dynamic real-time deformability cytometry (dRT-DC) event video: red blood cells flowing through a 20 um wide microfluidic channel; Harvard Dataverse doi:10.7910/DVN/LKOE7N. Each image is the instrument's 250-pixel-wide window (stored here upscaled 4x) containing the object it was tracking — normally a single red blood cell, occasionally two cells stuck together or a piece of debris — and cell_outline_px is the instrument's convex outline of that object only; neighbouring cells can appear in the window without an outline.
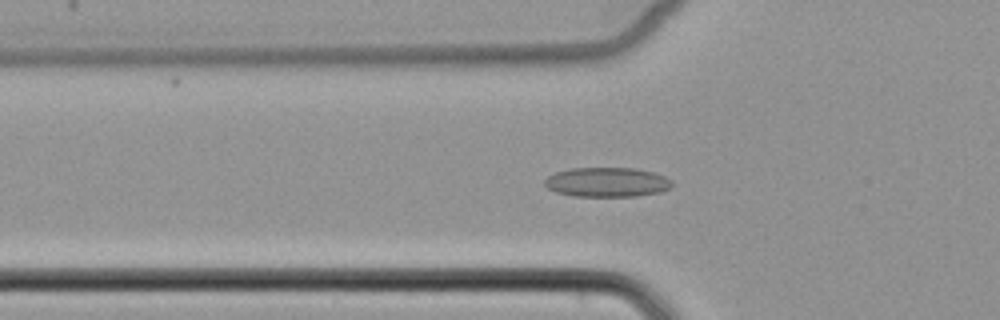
{"species": "common noctule bat (a hibernating species)", "species_latin": "Nyctalus noctula", "temperature_condition": "cold", "stored_images_in_passage": 47, "camera_frame_rate_fps": 3000, "um_per_image_px": 0.085, "animal": {"sex": "female", "body_mass_g": 22.7, "forearm_length_mm": 54.2}, "frame": {"image": 1, "passage_image": 12, "time_ms": 3.667, "image_size_px": [1000, 320], "cell_outline_px": [[672, 184], [668, 188], [660, 192], [636, 196], [572, 196], [556, 192], [548, 188], [544, 184], [544, 180], [548, 176], [556, 172], [572, 168], [632, 168], [652, 172], [664, 176], [672, 180]], "centroid_in_image_um": [51.57, 15.48], "position_along_channel_um": 74.2, "area_um2": 21.79}}
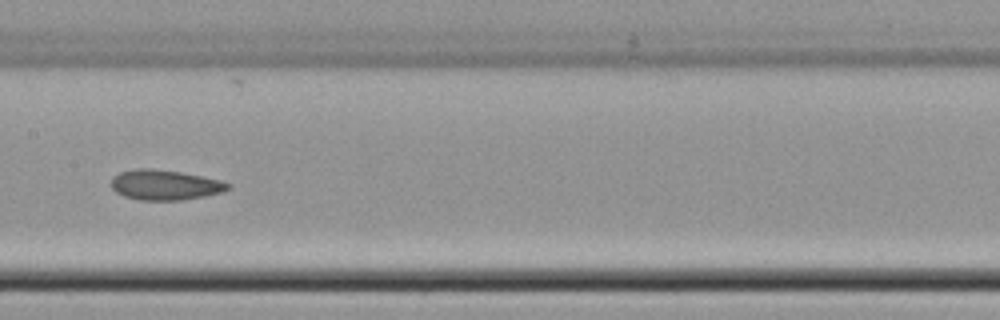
{"frame": {"image": 2, "passage_image": 21, "time_ms": 6.667, "image_size_px": [1000, 320], "cell_outline_px": [[232, 188], [220, 192], [204, 196], [180, 200], [140, 200], [124, 196], [116, 192], [112, 188], [112, 176], [120, 172], [136, 168], [152, 168], [180, 172], [220, 180], [232, 184]], "centroid_in_image_um": [14.01, 15.71], "position_along_channel_um": 193.4, "area_um2": 20.46}}
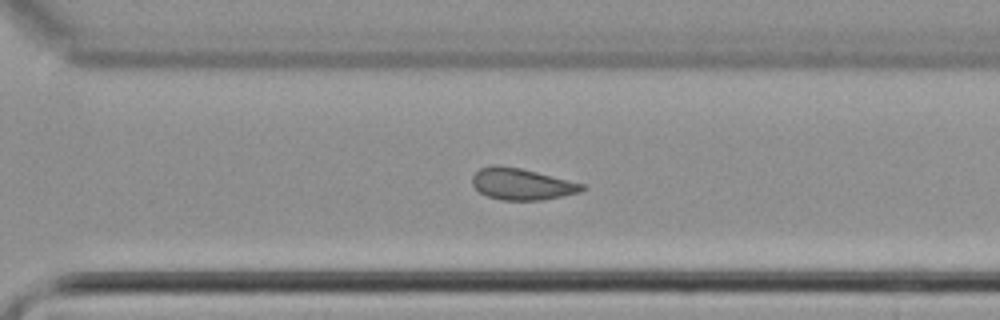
{"frame": {"image": 3, "passage_image": 31, "time_ms": 10.0, "image_size_px": [1000, 320], "cell_outline_px": [[588, 188], [580, 192], [544, 200], [504, 200], [488, 196], [480, 192], [472, 184], [472, 176], [480, 168], [492, 164], [500, 164], [520, 168], [584, 184]], "centroid_in_image_um": [44.34, 15.64], "position_along_channel_um": 326.3, "area_um2": 20.17}}